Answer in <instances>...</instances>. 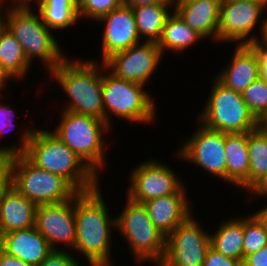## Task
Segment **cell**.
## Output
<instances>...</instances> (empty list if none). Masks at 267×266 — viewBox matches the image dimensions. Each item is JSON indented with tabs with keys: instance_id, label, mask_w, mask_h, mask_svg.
I'll return each instance as SVG.
<instances>
[{
	"instance_id": "cell-1",
	"label": "cell",
	"mask_w": 267,
	"mask_h": 266,
	"mask_svg": "<svg viewBox=\"0 0 267 266\" xmlns=\"http://www.w3.org/2000/svg\"><path fill=\"white\" fill-rule=\"evenodd\" d=\"M101 190V191H100ZM101 186L75 195L76 240L74 250L84 254L88 266H112L111 234L116 217H110Z\"/></svg>"
},
{
	"instance_id": "cell-2",
	"label": "cell",
	"mask_w": 267,
	"mask_h": 266,
	"mask_svg": "<svg viewBox=\"0 0 267 266\" xmlns=\"http://www.w3.org/2000/svg\"><path fill=\"white\" fill-rule=\"evenodd\" d=\"M23 155L35 166L64 178L77 192L96 188L97 176L51 130L35 128Z\"/></svg>"
},
{
	"instance_id": "cell-3",
	"label": "cell",
	"mask_w": 267,
	"mask_h": 266,
	"mask_svg": "<svg viewBox=\"0 0 267 266\" xmlns=\"http://www.w3.org/2000/svg\"><path fill=\"white\" fill-rule=\"evenodd\" d=\"M51 76L70 99L69 104L64 106L65 111L104 120L102 62L100 64L96 60L83 62L66 57L51 72Z\"/></svg>"
},
{
	"instance_id": "cell-4",
	"label": "cell",
	"mask_w": 267,
	"mask_h": 266,
	"mask_svg": "<svg viewBox=\"0 0 267 266\" xmlns=\"http://www.w3.org/2000/svg\"><path fill=\"white\" fill-rule=\"evenodd\" d=\"M31 4H13L6 6V29L22 45L28 62L36 58L50 73L67 57L62 52L55 33L42 21L39 12L35 13Z\"/></svg>"
},
{
	"instance_id": "cell-5",
	"label": "cell",
	"mask_w": 267,
	"mask_h": 266,
	"mask_svg": "<svg viewBox=\"0 0 267 266\" xmlns=\"http://www.w3.org/2000/svg\"><path fill=\"white\" fill-rule=\"evenodd\" d=\"M60 117L59 125L51 132L99 176L107 163L106 148H110L103 138L112 128L104 120L89 115L63 110Z\"/></svg>"
},
{
	"instance_id": "cell-6",
	"label": "cell",
	"mask_w": 267,
	"mask_h": 266,
	"mask_svg": "<svg viewBox=\"0 0 267 266\" xmlns=\"http://www.w3.org/2000/svg\"><path fill=\"white\" fill-rule=\"evenodd\" d=\"M103 63L102 95L104 121L113 128L111 116L130 123L151 124L156 118L155 101L145 85L116 77ZM105 72V73H104ZM110 114V115H109ZM112 114V115H111Z\"/></svg>"
},
{
	"instance_id": "cell-7",
	"label": "cell",
	"mask_w": 267,
	"mask_h": 266,
	"mask_svg": "<svg viewBox=\"0 0 267 266\" xmlns=\"http://www.w3.org/2000/svg\"><path fill=\"white\" fill-rule=\"evenodd\" d=\"M126 198L121 214L116 216V230L129 243L138 265L145 261L159 265L165 255L166 236L155 227L144 204Z\"/></svg>"
},
{
	"instance_id": "cell-8",
	"label": "cell",
	"mask_w": 267,
	"mask_h": 266,
	"mask_svg": "<svg viewBox=\"0 0 267 266\" xmlns=\"http://www.w3.org/2000/svg\"><path fill=\"white\" fill-rule=\"evenodd\" d=\"M213 80L198 122L223 133H247L257 129L258 120L249 110L242 94L227 88L216 78Z\"/></svg>"
},
{
	"instance_id": "cell-9",
	"label": "cell",
	"mask_w": 267,
	"mask_h": 266,
	"mask_svg": "<svg viewBox=\"0 0 267 266\" xmlns=\"http://www.w3.org/2000/svg\"><path fill=\"white\" fill-rule=\"evenodd\" d=\"M12 187L37 206L61 203L78 193L64 178L38 168L23 154L14 158Z\"/></svg>"
},
{
	"instance_id": "cell-10",
	"label": "cell",
	"mask_w": 267,
	"mask_h": 266,
	"mask_svg": "<svg viewBox=\"0 0 267 266\" xmlns=\"http://www.w3.org/2000/svg\"><path fill=\"white\" fill-rule=\"evenodd\" d=\"M190 215L167 237L163 261L158 266H203L211 247L210 233Z\"/></svg>"
},
{
	"instance_id": "cell-11",
	"label": "cell",
	"mask_w": 267,
	"mask_h": 266,
	"mask_svg": "<svg viewBox=\"0 0 267 266\" xmlns=\"http://www.w3.org/2000/svg\"><path fill=\"white\" fill-rule=\"evenodd\" d=\"M127 197L137 203L171 194H186V187L180 176L166 163L148 160L133 168Z\"/></svg>"
},
{
	"instance_id": "cell-12",
	"label": "cell",
	"mask_w": 267,
	"mask_h": 266,
	"mask_svg": "<svg viewBox=\"0 0 267 266\" xmlns=\"http://www.w3.org/2000/svg\"><path fill=\"white\" fill-rule=\"evenodd\" d=\"M267 7L255 0H223L220 8L218 42L252 44L261 39L252 35Z\"/></svg>"
},
{
	"instance_id": "cell-13",
	"label": "cell",
	"mask_w": 267,
	"mask_h": 266,
	"mask_svg": "<svg viewBox=\"0 0 267 266\" xmlns=\"http://www.w3.org/2000/svg\"><path fill=\"white\" fill-rule=\"evenodd\" d=\"M197 127V131L182 142L175 157L226 181L225 133L207 128L200 122Z\"/></svg>"
},
{
	"instance_id": "cell-14",
	"label": "cell",
	"mask_w": 267,
	"mask_h": 266,
	"mask_svg": "<svg viewBox=\"0 0 267 266\" xmlns=\"http://www.w3.org/2000/svg\"><path fill=\"white\" fill-rule=\"evenodd\" d=\"M162 56V51L156 42L143 41L115 53L104 64L116 77L146 85L160 66Z\"/></svg>"
},
{
	"instance_id": "cell-15",
	"label": "cell",
	"mask_w": 267,
	"mask_h": 266,
	"mask_svg": "<svg viewBox=\"0 0 267 266\" xmlns=\"http://www.w3.org/2000/svg\"><path fill=\"white\" fill-rule=\"evenodd\" d=\"M35 228L54 251H61V248H58L61 244L74 249L75 196L61 203L38 205L35 213Z\"/></svg>"
},
{
	"instance_id": "cell-16",
	"label": "cell",
	"mask_w": 267,
	"mask_h": 266,
	"mask_svg": "<svg viewBox=\"0 0 267 266\" xmlns=\"http://www.w3.org/2000/svg\"><path fill=\"white\" fill-rule=\"evenodd\" d=\"M97 21L104 24L102 34V63L115 53L140 43V37L130 6L122 5Z\"/></svg>"
},
{
	"instance_id": "cell-17",
	"label": "cell",
	"mask_w": 267,
	"mask_h": 266,
	"mask_svg": "<svg viewBox=\"0 0 267 266\" xmlns=\"http://www.w3.org/2000/svg\"><path fill=\"white\" fill-rule=\"evenodd\" d=\"M221 2L217 0H174L173 10L203 38L218 42Z\"/></svg>"
},
{
	"instance_id": "cell-18",
	"label": "cell",
	"mask_w": 267,
	"mask_h": 266,
	"mask_svg": "<svg viewBox=\"0 0 267 266\" xmlns=\"http://www.w3.org/2000/svg\"><path fill=\"white\" fill-rule=\"evenodd\" d=\"M235 47L230 62L215 78L227 88L242 94L254 80L259 78L258 54L250 44Z\"/></svg>"
},
{
	"instance_id": "cell-19",
	"label": "cell",
	"mask_w": 267,
	"mask_h": 266,
	"mask_svg": "<svg viewBox=\"0 0 267 266\" xmlns=\"http://www.w3.org/2000/svg\"><path fill=\"white\" fill-rule=\"evenodd\" d=\"M0 247L33 266H39L54 251L35 226L2 234Z\"/></svg>"
},
{
	"instance_id": "cell-20",
	"label": "cell",
	"mask_w": 267,
	"mask_h": 266,
	"mask_svg": "<svg viewBox=\"0 0 267 266\" xmlns=\"http://www.w3.org/2000/svg\"><path fill=\"white\" fill-rule=\"evenodd\" d=\"M187 194H171L144 202L149 218L166 237L193 213Z\"/></svg>"
},
{
	"instance_id": "cell-21",
	"label": "cell",
	"mask_w": 267,
	"mask_h": 266,
	"mask_svg": "<svg viewBox=\"0 0 267 266\" xmlns=\"http://www.w3.org/2000/svg\"><path fill=\"white\" fill-rule=\"evenodd\" d=\"M37 205L11 187L0 196V236L35 226Z\"/></svg>"
},
{
	"instance_id": "cell-22",
	"label": "cell",
	"mask_w": 267,
	"mask_h": 266,
	"mask_svg": "<svg viewBox=\"0 0 267 266\" xmlns=\"http://www.w3.org/2000/svg\"><path fill=\"white\" fill-rule=\"evenodd\" d=\"M226 182L249 190L248 132L225 133Z\"/></svg>"
},
{
	"instance_id": "cell-23",
	"label": "cell",
	"mask_w": 267,
	"mask_h": 266,
	"mask_svg": "<svg viewBox=\"0 0 267 266\" xmlns=\"http://www.w3.org/2000/svg\"><path fill=\"white\" fill-rule=\"evenodd\" d=\"M174 4H151L131 7L140 39L156 42L161 38L163 28ZM171 8V9H169Z\"/></svg>"
},
{
	"instance_id": "cell-24",
	"label": "cell",
	"mask_w": 267,
	"mask_h": 266,
	"mask_svg": "<svg viewBox=\"0 0 267 266\" xmlns=\"http://www.w3.org/2000/svg\"><path fill=\"white\" fill-rule=\"evenodd\" d=\"M204 39L194 29H191L181 17L173 10L168 16L160 40L157 45L164 55L170 52H182L193 44Z\"/></svg>"
},
{
	"instance_id": "cell-25",
	"label": "cell",
	"mask_w": 267,
	"mask_h": 266,
	"mask_svg": "<svg viewBox=\"0 0 267 266\" xmlns=\"http://www.w3.org/2000/svg\"><path fill=\"white\" fill-rule=\"evenodd\" d=\"M244 218H229L210 233L211 247L222 255L243 260Z\"/></svg>"
},
{
	"instance_id": "cell-26",
	"label": "cell",
	"mask_w": 267,
	"mask_h": 266,
	"mask_svg": "<svg viewBox=\"0 0 267 266\" xmlns=\"http://www.w3.org/2000/svg\"><path fill=\"white\" fill-rule=\"evenodd\" d=\"M43 23L59 31L75 25L79 19L78 0H34Z\"/></svg>"
},
{
	"instance_id": "cell-27",
	"label": "cell",
	"mask_w": 267,
	"mask_h": 266,
	"mask_svg": "<svg viewBox=\"0 0 267 266\" xmlns=\"http://www.w3.org/2000/svg\"><path fill=\"white\" fill-rule=\"evenodd\" d=\"M0 63L13 79L19 81L31 69L22 45L7 29L0 37Z\"/></svg>"
},
{
	"instance_id": "cell-28",
	"label": "cell",
	"mask_w": 267,
	"mask_h": 266,
	"mask_svg": "<svg viewBox=\"0 0 267 266\" xmlns=\"http://www.w3.org/2000/svg\"><path fill=\"white\" fill-rule=\"evenodd\" d=\"M249 189L267 171V134L259 127L248 132Z\"/></svg>"
},
{
	"instance_id": "cell-29",
	"label": "cell",
	"mask_w": 267,
	"mask_h": 266,
	"mask_svg": "<svg viewBox=\"0 0 267 266\" xmlns=\"http://www.w3.org/2000/svg\"><path fill=\"white\" fill-rule=\"evenodd\" d=\"M34 128H26L21 132L20 144H13L12 146L0 147V196L12 187L13 179V164L14 158L18 154H23L28 145L29 139Z\"/></svg>"
},
{
	"instance_id": "cell-30",
	"label": "cell",
	"mask_w": 267,
	"mask_h": 266,
	"mask_svg": "<svg viewBox=\"0 0 267 266\" xmlns=\"http://www.w3.org/2000/svg\"><path fill=\"white\" fill-rule=\"evenodd\" d=\"M267 245V228L255 213L244 218L243 258Z\"/></svg>"
},
{
	"instance_id": "cell-31",
	"label": "cell",
	"mask_w": 267,
	"mask_h": 266,
	"mask_svg": "<svg viewBox=\"0 0 267 266\" xmlns=\"http://www.w3.org/2000/svg\"><path fill=\"white\" fill-rule=\"evenodd\" d=\"M243 100L251 113L260 120L267 113V82L260 77L242 93Z\"/></svg>"
},
{
	"instance_id": "cell-32",
	"label": "cell",
	"mask_w": 267,
	"mask_h": 266,
	"mask_svg": "<svg viewBox=\"0 0 267 266\" xmlns=\"http://www.w3.org/2000/svg\"><path fill=\"white\" fill-rule=\"evenodd\" d=\"M122 5V0H78L79 19L87 18L97 21L103 15Z\"/></svg>"
},
{
	"instance_id": "cell-33",
	"label": "cell",
	"mask_w": 267,
	"mask_h": 266,
	"mask_svg": "<svg viewBox=\"0 0 267 266\" xmlns=\"http://www.w3.org/2000/svg\"><path fill=\"white\" fill-rule=\"evenodd\" d=\"M39 266H81L79 260L69 251H53Z\"/></svg>"
},
{
	"instance_id": "cell-34",
	"label": "cell",
	"mask_w": 267,
	"mask_h": 266,
	"mask_svg": "<svg viewBox=\"0 0 267 266\" xmlns=\"http://www.w3.org/2000/svg\"><path fill=\"white\" fill-rule=\"evenodd\" d=\"M203 266H243V260L226 257L210 247L206 253Z\"/></svg>"
},
{
	"instance_id": "cell-35",
	"label": "cell",
	"mask_w": 267,
	"mask_h": 266,
	"mask_svg": "<svg viewBox=\"0 0 267 266\" xmlns=\"http://www.w3.org/2000/svg\"><path fill=\"white\" fill-rule=\"evenodd\" d=\"M258 54L259 77L267 82V41L264 38L250 44Z\"/></svg>"
},
{
	"instance_id": "cell-36",
	"label": "cell",
	"mask_w": 267,
	"mask_h": 266,
	"mask_svg": "<svg viewBox=\"0 0 267 266\" xmlns=\"http://www.w3.org/2000/svg\"><path fill=\"white\" fill-rule=\"evenodd\" d=\"M8 106L9 105L4 104V102H0V139L3 138L2 136H4V133L10 132V130H14L11 126H16L13 125L14 123L12 121L15 120L14 116L16 115V113L13 108Z\"/></svg>"
},
{
	"instance_id": "cell-37",
	"label": "cell",
	"mask_w": 267,
	"mask_h": 266,
	"mask_svg": "<svg viewBox=\"0 0 267 266\" xmlns=\"http://www.w3.org/2000/svg\"><path fill=\"white\" fill-rule=\"evenodd\" d=\"M243 266H267V245L243 258Z\"/></svg>"
},
{
	"instance_id": "cell-38",
	"label": "cell",
	"mask_w": 267,
	"mask_h": 266,
	"mask_svg": "<svg viewBox=\"0 0 267 266\" xmlns=\"http://www.w3.org/2000/svg\"><path fill=\"white\" fill-rule=\"evenodd\" d=\"M252 192V193H251ZM255 197L267 196V171L266 173L246 192Z\"/></svg>"
},
{
	"instance_id": "cell-39",
	"label": "cell",
	"mask_w": 267,
	"mask_h": 266,
	"mask_svg": "<svg viewBox=\"0 0 267 266\" xmlns=\"http://www.w3.org/2000/svg\"><path fill=\"white\" fill-rule=\"evenodd\" d=\"M0 266H33L31 264L25 263L21 259L9 255L0 247Z\"/></svg>"
},
{
	"instance_id": "cell-40",
	"label": "cell",
	"mask_w": 267,
	"mask_h": 266,
	"mask_svg": "<svg viewBox=\"0 0 267 266\" xmlns=\"http://www.w3.org/2000/svg\"><path fill=\"white\" fill-rule=\"evenodd\" d=\"M123 5L134 7L151 4H174V0H122Z\"/></svg>"
},
{
	"instance_id": "cell-41",
	"label": "cell",
	"mask_w": 267,
	"mask_h": 266,
	"mask_svg": "<svg viewBox=\"0 0 267 266\" xmlns=\"http://www.w3.org/2000/svg\"><path fill=\"white\" fill-rule=\"evenodd\" d=\"M11 79L13 78L7 73V71L3 68L2 64L0 63V90L5 88L4 86H6L7 82Z\"/></svg>"
},
{
	"instance_id": "cell-42",
	"label": "cell",
	"mask_w": 267,
	"mask_h": 266,
	"mask_svg": "<svg viewBox=\"0 0 267 266\" xmlns=\"http://www.w3.org/2000/svg\"><path fill=\"white\" fill-rule=\"evenodd\" d=\"M3 5L0 6V37L6 30V17Z\"/></svg>"
},
{
	"instance_id": "cell-43",
	"label": "cell",
	"mask_w": 267,
	"mask_h": 266,
	"mask_svg": "<svg viewBox=\"0 0 267 266\" xmlns=\"http://www.w3.org/2000/svg\"><path fill=\"white\" fill-rule=\"evenodd\" d=\"M267 198V196H266ZM255 214L258 216V218L264 223L265 227L267 228V205L263 208H260L255 212Z\"/></svg>"
},
{
	"instance_id": "cell-44",
	"label": "cell",
	"mask_w": 267,
	"mask_h": 266,
	"mask_svg": "<svg viewBox=\"0 0 267 266\" xmlns=\"http://www.w3.org/2000/svg\"><path fill=\"white\" fill-rule=\"evenodd\" d=\"M261 25H259L260 28V35L259 37L264 38L267 41V18H263Z\"/></svg>"
},
{
	"instance_id": "cell-45",
	"label": "cell",
	"mask_w": 267,
	"mask_h": 266,
	"mask_svg": "<svg viewBox=\"0 0 267 266\" xmlns=\"http://www.w3.org/2000/svg\"><path fill=\"white\" fill-rule=\"evenodd\" d=\"M258 127L267 134V113L258 120Z\"/></svg>"
},
{
	"instance_id": "cell-46",
	"label": "cell",
	"mask_w": 267,
	"mask_h": 266,
	"mask_svg": "<svg viewBox=\"0 0 267 266\" xmlns=\"http://www.w3.org/2000/svg\"><path fill=\"white\" fill-rule=\"evenodd\" d=\"M11 1V0H6ZM5 0H0V4L3 5L6 2ZM34 0H13L12 4H32Z\"/></svg>"
},
{
	"instance_id": "cell-47",
	"label": "cell",
	"mask_w": 267,
	"mask_h": 266,
	"mask_svg": "<svg viewBox=\"0 0 267 266\" xmlns=\"http://www.w3.org/2000/svg\"><path fill=\"white\" fill-rule=\"evenodd\" d=\"M255 1H258L260 3H263L267 7V0H255Z\"/></svg>"
}]
</instances>
